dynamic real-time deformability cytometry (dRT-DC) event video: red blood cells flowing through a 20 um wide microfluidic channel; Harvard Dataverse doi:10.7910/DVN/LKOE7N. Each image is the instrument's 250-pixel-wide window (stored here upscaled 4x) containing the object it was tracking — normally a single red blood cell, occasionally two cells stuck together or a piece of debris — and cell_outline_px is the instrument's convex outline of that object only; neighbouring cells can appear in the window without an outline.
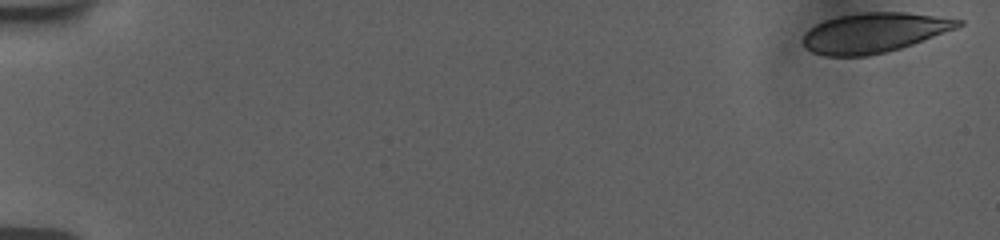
{"species": "human", "species_latin": "Homo sapiens", "temperature_condition": "room temperature", "stored_images_in_passage": 56, "camera_frame_rate_fps": 3000, "um_per_image_px": 0.085, "donor": {"sex": "female"}, "frame": {"image": 1, "passage_image": 1, "time_ms": 0.0, "image_size_px": [1000, 240], "cell_outline_px": [[964, 24], [956, 28], [912, 44], [900, 48], [868, 56], [824, 56], [812, 52], [804, 44], [804, 32], [816, 24], [824, 20], [840, 16], [860, 12], [904, 12], [964, 20]], "centroid_in_image_um": [74.28, 2.78], "position_along_channel_um": 10.7, "area_um2": 35.66}}
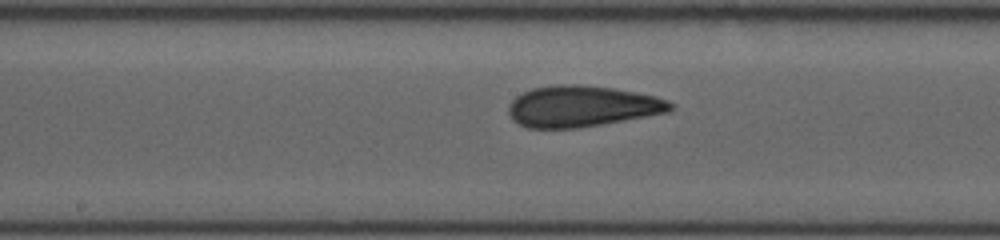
{"frame": {"image": 2, "passage_image": 30, "time_ms": 9.667, "image_size_px": [1000, 240], "cell_outline_px": [[672, 108], [668, 112], [580, 128], [528, 128], [512, 120], [508, 112], [508, 104], [516, 96], [532, 88], [556, 84], [580, 84], [612, 88], [636, 92], [656, 96], [668, 100], [672, 104]], "centroid_in_image_um": [49.43, 9.03], "position_along_channel_um": 198.8, "area_um2": 38.84}}
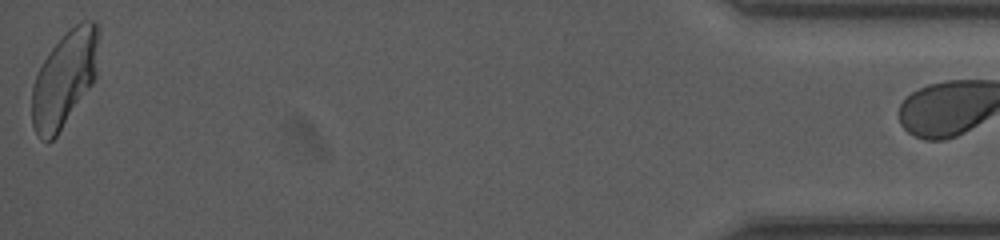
{"frame": {"image": 3, "passage_image": 55, "time_ms": 18.0, "image_size_px": [1000, 240], "cell_outline_px": [[100, 28], [96, 76], [92, 84], [56, 136], [52, 140], [40, 140], [32, 124], [32, 88], [36, 76], [48, 52], [80, 20], [96, 20], [100, 24]], "centroid_in_image_um": [5.51, 6.66], "position_along_channel_um": 429.7, "area_um2": 36.99}}